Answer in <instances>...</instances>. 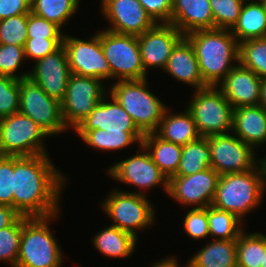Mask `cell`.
I'll list each match as a JSON object with an SVG mask.
<instances>
[{
	"label": "cell",
	"mask_w": 266,
	"mask_h": 267,
	"mask_svg": "<svg viewBox=\"0 0 266 267\" xmlns=\"http://www.w3.org/2000/svg\"><path fill=\"white\" fill-rule=\"evenodd\" d=\"M49 154L14 156L13 208L27 217H49L60 212L62 188L68 178Z\"/></svg>",
	"instance_id": "cell-1"
},
{
	"label": "cell",
	"mask_w": 266,
	"mask_h": 267,
	"mask_svg": "<svg viewBox=\"0 0 266 267\" xmlns=\"http://www.w3.org/2000/svg\"><path fill=\"white\" fill-rule=\"evenodd\" d=\"M184 37L195 51L207 86H217L239 62V43L228 29L196 30Z\"/></svg>",
	"instance_id": "cell-2"
},
{
	"label": "cell",
	"mask_w": 266,
	"mask_h": 267,
	"mask_svg": "<svg viewBox=\"0 0 266 267\" xmlns=\"http://www.w3.org/2000/svg\"><path fill=\"white\" fill-rule=\"evenodd\" d=\"M265 191L258 164L247 172L220 175L212 206L233 213L244 222V217L263 203Z\"/></svg>",
	"instance_id": "cell-3"
},
{
	"label": "cell",
	"mask_w": 266,
	"mask_h": 267,
	"mask_svg": "<svg viewBox=\"0 0 266 267\" xmlns=\"http://www.w3.org/2000/svg\"><path fill=\"white\" fill-rule=\"evenodd\" d=\"M61 213L49 217L23 216L19 255L16 267H63V251L49 223Z\"/></svg>",
	"instance_id": "cell-4"
},
{
	"label": "cell",
	"mask_w": 266,
	"mask_h": 267,
	"mask_svg": "<svg viewBox=\"0 0 266 267\" xmlns=\"http://www.w3.org/2000/svg\"><path fill=\"white\" fill-rule=\"evenodd\" d=\"M108 93L130 115L137 128L145 135L155 133L167 105L150 92L147 78L114 82Z\"/></svg>",
	"instance_id": "cell-5"
},
{
	"label": "cell",
	"mask_w": 266,
	"mask_h": 267,
	"mask_svg": "<svg viewBox=\"0 0 266 267\" xmlns=\"http://www.w3.org/2000/svg\"><path fill=\"white\" fill-rule=\"evenodd\" d=\"M190 100L186 109L201 137L232 132L234 109L217 86L193 90Z\"/></svg>",
	"instance_id": "cell-6"
},
{
	"label": "cell",
	"mask_w": 266,
	"mask_h": 267,
	"mask_svg": "<svg viewBox=\"0 0 266 267\" xmlns=\"http://www.w3.org/2000/svg\"><path fill=\"white\" fill-rule=\"evenodd\" d=\"M106 197L100 205L113 221L111 225L132 234L136 239L138 230L149 229L156 222V212L147 194L113 189Z\"/></svg>",
	"instance_id": "cell-7"
},
{
	"label": "cell",
	"mask_w": 266,
	"mask_h": 267,
	"mask_svg": "<svg viewBox=\"0 0 266 267\" xmlns=\"http://www.w3.org/2000/svg\"><path fill=\"white\" fill-rule=\"evenodd\" d=\"M50 135L30 117L16 112L0 119V155L48 154L45 137Z\"/></svg>",
	"instance_id": "cell-8"
},
{
	"label": "cell",
	"mask_w": 266,
	"mask_h": 267,
	"mask_svg": "<svg viewBox=\"0 0 266 267\" xmlns=\"http://www.w3.org/2000/svg\"><path fill=\"white\" fill-rule=\"evenodd\" d=\"M100 42L111 69V80L117 82L147 78L137 36L105 29L100 31Z\"/></svg>",
	"instance_id": "cell-9"
},
{
	"label": "cell",
	"mask_w": 266,
	"mask_h": 267,
	"mask_svg": "<svg viewBox=\"0 0 266 267\" xmlns=\"http://www.w3.org/2000/svg\"><path fill=\"white\" fill-rule=\"evenodd\" d=\"M19 81V112L30 117L51 137L69 131L63 121L61 102L50 97L29 77Z\"/></svg>",
	"instance_id": "cell-10"
},
{
	"label": "cell",
	"mask_w": 266,
	"mask_h": 267,
	"mask_svg": "<svg viewBox=\"0 0 266 267\" xmlns=\"http://www.w3.org/2000/svg\"><path fill=\"white\" fill-rule=\"evenodd\" d=\"M104 82L94 77L70 74L61 112L68 129H75L108 93Z\"/></svg>",
	"instance_id": "cell-11"
},
{
	"label": "cell",
	"mask_w": 266,
	"mask_h": 267,
	"mask_svg": "<svg viewBox=\"0 0 266 267\" xmlns=\"http://www.w3.org/2000/svg\"><path fill=\"white\" fill-rule=\"evenodd\" d=\"M107 168V175L115 181H120L118 183L139 188L138 191H131V193L145 195L147 189H153L160 185L165 193H168L169 180L153 162L150 153L143 145L135 155L126 157Z\"/></svg>",
	"instance_id": "cell-12"
},
{
	"label": "cell",
	"mask_w": 266,
	"mask_h": 267,
	"mask_svg": "<svg viewBox=\"0 0 266 267\" xmlns=\"http://www.w3.org/2000/svg\"><path fill=\"white\" fill-rule=\"evenodd\" d=\"M208 144L210 167L219 175L247 172L258 165L254 148L232 132L208 136Z\"/></svg>",
	"instance_id": "cell-13"
},
{
	"label": "cell",
	"mask_w": 266,
	"mask_h": 267,
	"mask_svg": "<svg viewBox=\"0 0 266 267\" xmlns=\"http://www.w3.org/2000/svg\"><path fill=\"white\" fill-rule=\"evenodd\" d=\"M63 46L67 52L71 74L102 81L111 79V69L100 42V31L89 36L88 40L65 34Z\"/></svg>",
	"instance_id": "cell-14"
},
{
	"label": "cell",
	"mask_w": 266,
	"mask_h": 267,
	"mask_svg": "<svg viewBox=\"0 0 266 267\" xmlns=\"http://www.w3.org/2000/svg\"><path fill=\"white\" fill-rule=\"evenodd\" d=\"M219 177L211 167L187 176H173L167 195L181 206L205 208L212 205Z\"/></svg>",
	"instance_id": "cell-15"
},
{
	"label": "cell",
	"mask_w": 266,
	"mask_h": 267,
	"mask_svg": "<svg viewBox=\"0 0 266 267\" xmlns=\"http://www.w3.org/2000/svg\"><path fill=\"white\" fill-rule=\"evenodd\" d=\"M100 5L108 31L139 36L157 24L138 0H101Z\"/></svg>",
	"instance_id": "cell-16"
},
{
	"label": "cell",
	"mask_w": 266,
	"mask_h": 267,
	"mask_svg": "<svg viewBox=\"0 0 266 267\" xmlns=\"http://www.w3.org/2000/svg\"><path fill=\"white\" fill-rule=\"evenodd\" d=\"M184 35L169 23H158L137 36L144 70L164 69L172 49Z\"/></svg>",
	"instance_id": "cell-17"
},
{
	"label": "cell",
	"mask_w": 266,
	"mask_h": 267,
	"mask_svg": "<svg viewBox=\"0 0 266 267\" xmlns=\"http://www.w3.org/2000/svg\"><path fill=\"white\" fill-rule=\"evenodd\" d=\"M28 77L36 82L50 97L62 101L65 97L70 68L65 47L34 62Z\"/></svg>",
	"instance_id": "cell-18"
},
{
	"label": "cell",
	"mask_w": 266,
	"mask_h": 267,
	"mask_svg": "<svg viewBox=\"0 0 266 267\" xmlns=\"http://www.w3.org/2000/svg\"><path fill=\"white\" fill-rule=\"evenodd\" d=\"M109 97L111 100H108ZM95 129L105 130L106 133L141 132L130 115L109 93L103 97L74 131H92Z\"/></svg>",
	"instance_id": "cell-19"
},
{
	"label": "cell",
	"mask_w": 266,
	"mask_h": 267,
	"mask_svg": "<svg viewBox=\"0 0 266 267\" xmlns=\"http://www.w3.org/2000/svg\"><path fill=\"white\" fill-rule=\"evenodd\" d=\"M261 78L239 63L217 85L233 109L257 106L260 102Z\"/></svg>",
	"instance_id": "cell-20"
},
{
	"label": "cell",
	"mask_w": 266,
	"mask_h": 267,
	"mask_svg": "<svg viewBox=\"0 0 266 267\" xmlns=\"http://www.w3.org/2000/svg\"><path fill=\"white\" fill-rule=\"evenodd\" d=\"M163 72L194 90L207 87L202 79L195 51L185 37L172 49Z\"/></svg>",
	"instance_id": "cell-21"
},
{
	"label": "cell",
	"mask_w": 266,
	"mask_h": 267,
	"mask_svg": "<svg viewBox=\"0 0 266 267\" xmlns=\"http://www.w3.org/2000/svg\"><path fill=\"white\" fill-rule=\"evenodd\" d=\"M184 36L196 30L213 29L209 0H172L171 22Z\"/></svg>",
	"instance_id": "cell-22"
},
{
	"label": "cell",
	"mask_w": 266,
	"mask_h": 267,
	"mask_svg": "<svg viewBox=\"0 0 266 267\" xmlns=\"http://www.w3.org/2000/svg\"><path fill=\"white\" fill-rule=\"evenodd\" d=\"M232 133L254 149L266 143V109L260 105L234 109Z\"/></svg>",
	"instance_id": "cell-23"
},
{
	"label": "cell",
	"mask_w": 266,
	"mask_h": 267,
	"mask_svg": "<svg viewBox=\"0 0 266 267\" xmlns=\"http://www.w3.org/2000/svg\"><path fill=\"white\" fill-rule=\"evenodd\" d=\"M169 107L165 110L160 125L155 132L165 141L181 146L201 137L196 128L191 113L185 108L184 112L170 113Z\"/></svg>",
	"instance_id": "cell-24"
},
{
	"label": "cell",
	"mask_w": 266,
	"mask_h": 267,
	"mask_svg": "<svg viewBox=\"0 0 266 267\" xmlns=\"http://www.w3.org/2000/svg\"><path fill=\"white\" fill-rule=\"evenodd\" d=\"M93 245L103 257L128 258L134 254L138 239L118 227L109 225L93 236Z\"/></svg>",
	"instance_id": "cell-25"
},
{
	"label": "cell",
	"mask_w": 266,
	"mask_h": 267,
	"mask_svg": "<svg viewBox=\"0 0 266 267\" xmlns=\"http://www.w3.org/2000/svg\"><path fill=\"white\" fill-rule=\"evenodd\" d=\"M206 242L185 267H237L236 240L213 239Z\"/></svg>",
	"instance_id": "cell-26"
},
{
	"label": "cell",
	"mask_w": 266,
	"mask_h": 267,
	"mask_svg": "<svg viewBox=\"0 0 266 267\" xmlns=\"http://www.w3.org/2000/svg\"><path fill=\"white\" fill-rule=\"evenodd\" d=\"M237 42L266 37V10L260 1L244 2L230 30Z\"/></svg>",
	"instance_id": "cell-27"
},
{
	"label": "cell",
	"mask_w": 266,
	"mask_h": 267,
	"mask_svg": "<svg viewBox=\"0 0 266 267\" xmlns=\"http://www.w3.org/2000/svg\"><path fill=\"white\" fill-rule=\"evenodd\" d=\"M142 145L168 180L175 175L180 164L181 145L165 141L156 133L145 134Z\"/></svg>",
	"instance_id": "cell-28"
},
{
	"label": "cell",
	"mask_w": 266,
	"mask_h": 267,
	"mask_svg": "<svg viewBox=\"0 0 266 267\" xmlns=\"http://www.w3.org/2000/svg\"><path fill=\"white\" fill-rule=\"evenodd\" d=\"M86 145L103 152L119 151L132 144L142 145V132L106 133L105 130L75 131Z\"/></svg>",
	"instance_id": "cell-29"
},
{
	"label": "cell",
	"mask_w": 266,
	"mask_h": 267,
	"mask_svg": "<svg viewBox=\"0 0 266 267\" xmlns=\"http://www.w3.org/2000/svg\"><path fill=\"white\" fill-rule=\"evenodd\" d=\"M237 267H262L266 251V234L245 232L236 240Z\"/></svg>",
	"instance_id": "cell-30"
},
{
	"label": "cell",
	"mask_w": 266,
	"mask_h": 267,
	"mask_svg": "<svg viewBox=\"0 0 266 267\" xmlns=\"http://www.w3.org/2000/svg\"><path fill=\"white\" fill-rule=\"evenodd\" d=\"M210 161L208 137H199L182 146L180 164L174 176H187L210 168Z\"/></svg>",
	"instance_id": "cell-31"
},
{
	"label": "cell",
	"mask_w": 266,
	"mask_h": 267,
	"mask_svg": "<svg viewBox=\"0 0 266 267\" xmlns=\"http://www.w3.org/2000/svg\"><path fill=\"white\" fill-rule=\"evenodd\" d=\"M80 2V0H31V12L63 29L69 18L76 15Z\"/></svg>",
	"instance_id": "cell-32"
},
{
	"label": "cell",
	"mask_w": 266,
	"mask_h": 267,
	"mask_svg": "<svg viewBox=\"0 0 266 267\" xmlns=\"http://www.w3.org/2000/svg\"><path fill=\"white\" fill-rule=\"evenodd\" d=\"M207 219L210 236L220 240H237L244 231L243 221L235 214L207 206Z\"/></svg>",
	"instance_id": "cell-33"
},
{
	"label": "cell",
	"mask_w": 266,
	"mask_h": 267,
	"mask_svg": "<svg viewBox=\"0 0 266 267\" xmlns=\"http://www.w3.org/2000/svg\"><path fill=\"white\" fill-rule=\"evenodd\" d=\"M239 64L266 78V37L239 43Z\"/></svg>",
	"instance_id": "cell-34"
},
{
	"label": "cell",
	"mask_w": 266,
	"mask_h": 267,
	"mask_svg": "<svg viewBox=\"0 0 266 267\" xmlns=\"http://www.w3.org/2000/svg\"><path fill=\"white\" fill-rule=\"evenodd\" d=\"M23 227V215H21L12 225L0 229V261L16 267L21 233Z\"/></svg>",
	"instance_id": "cell-35"
},
{
	"label": "cell",
	"mask_w": 266,
	"mask_h": 267,
	"mask_svg": "<svg viewBox=\"0 0 266 267\" xmlns=\"http://www.w3.org/2000/svg\"><path fill=\"white\" fill-rule=\"evenodd\" d=\"M213 15V29L231 30L237 23L242 0H209Z\"/></svg>",
	"instance_id": "cell-36"
},
{
	"label": "cell",
	"mask_w": 266,
	"mask_h": 267,
	"mask_svg": "<svg viewBox=\"0 0 266 267\" xmlns=\"http://www.w3.org/2000/svg\"><path fill=\"white\" fill-rule=\"evenodd\" d=\"M28 14L0 20V44L24 46L28 34Z\"/></svg>",
	"instance_id": "cell-37"
},
{
	"label": "cell",
	"mask_w": 266,
	"mask_h": 267,
	"mask_svg": "<svg viewBox=\"0 0 266 267\" xmlns=\"http://www.w3.org/2000/svg\"><path fill=\"white\" fill-rule=\"evenodd\" d=\"M24 46L0 44V75L10 76L15 79L28 77L29 72H23L20 75L19 70L25 61Z\"/></svg>",
	"instance_id": "cell-38"
},
{
	"label": "cell",
	"mask_w": 266,
	"mask_h": 267,
	"mask_svg": "<svg viewBox=\"0 0 266 267\" xmlns=\"http://www.w3.org/2000/svg\"><path fill=\"white\" fill-rule=\"evenodd\" d=\"M20 81L0 75V119L19 112Z\"/></svg>",
	"instance_id": "cell-39"
},
{
	"label": "cell",
	"mask_w": 266,
	"mask_h": 267,
	"mask_svg": "<svg viewBox=\"0 0 266 267\" xmlns=\"http://www.w3.org/2000/svg\"><path fill=\"white\" fill-rule=\"evenodd\" d=\"M185 233L193 240H201L210 237L207 207L191 208L186 213L183 220Z\"/></svg>",
	"instance_id": "cell-40"
},
{
	"label": "cell",
	"mask_w": 266,
	"mask_h": 267,
	"mask_svg": "<svg viewBox=\"0 0 266 267\" xmlns=\"http://www.w3.org/2000/svg\"><path fill=\"white\" fill-rule=\"evenodd\" d=\"M27 29V39H64L65 35L58 25L32 12L28 13Z\"/></svg>",
	"instance_id": "cell-41"
},
{
	"label": "cell",
	"mask_w": 266,
	"mask_h": 267,
	"mask_svg": "<svg viewBox=\"0 0 266 267\" xmlns=\"http://www.w3.org/2000/svg\"><path fill=\"white\" fill-rule=\"evenodd\" d=\"M14 156L0 155V204L13 207Z\"/></svg>",
	"instance_id": "cell-42"
},
{
	"label": "cell",
	"mask_w": 266,
	"mask_h": 267,
	"mask_svg": "<svg viewBox=\"0 0 266 267\" xmlns=\"http://www.w3.org/2000/svg\"><path fill=\"white\" fill-rule=\"evenodd\" d=\"M62 45L63 39H27L24 45L26 60H40L54 53Z\"/></svg>",
	"instance_id": "cell-43"
},
{
	"label": "cell",
	"mask_w": 266,
	"mask_h": 267,
	"mask_svg": "<svg viewBox=\"0 0 266 267\" xmlns=\"http://www.w3.org/2000/svg\"><path fill=\"white\" fill-rule=\"evenodd\" d=\"M150 17L158 23H170L172 0H138Z\"/></svg>",
	"instance_id": "cell-44"
},
{
	"label": "cell",
	"mask_w": 266,
	"mask_h": 267,
	"mask_svg": "<svg viewBox=\"0 0 266 267\" xmlns=\"http://www.w3.org/2000/svg\"><path fill=\"white\" fill-rule=\"evenodd\" d=\"M31 12V0H0V20Z\"/></svg>",
	"instance_id": "cell-45"
},
{
	"label": "cell",
	"mask_w": 266,
	"mask_h": 267,
	"mask_svg": "<svg viewBox=\"0 0 266 267\" xmlns=\"http://www.w3.org/2000/svg\"><path fill=\"white\" fill-rule=\"evenodd\" d=\"M20 216L13 207L0 204V229L12 225Z\"/></svg>",
	"instance_id": "cell-46"
},
{
	"label": "cell",
	"mask_w": 266,
	"mask_h": 267,
	"mask_svg": "<svg viewBox=\"0 0 266 267\" xmlns=\"http://www.w3.org/2000/svg\"><path fill=\"white\" fill-rule=\"evenodd\" d=\"M177 260L179 259L174 256H169L167 258L152 263L150 267H180V264Z\"/></svg>",
	"instance_id": "cell-47"
},
{
	"label": "cell",
	"mask_w": 266,
	"mask_h": 267,
	"mask_svg": "<svg viewBox=\"0 0 266 267\" xmlns=\"http://www.w3.org/2000/svg\"><path fill=\"white\" fill-rule=\"evenodd\" d=\"M259 105L266 109V78L261 80V92Z\"/></svg>",
	"instance_id": "cell-48"
},
{
	"label": "cell",
	"mask_w": 266,
	"mask_h": 267,
	"mask_svg": "<svg viewBox=\"0 0 266 267\" xmlns=\"http://www.w3.org/2000/svg\"><path fill=\"white\" fill-rule=\"evenodd\" d=\"M258 164L260 166L262 175H263V179H264V183L266 186V156H264V158L262 157V159L258 158Z\"/></svg>",
	"instance_id": "cell-49"
},
{
	"label": "cell",
	"mask_w": 266,
	"mask_h": 267,
	"mask_svg": "<svg viewBox=\"0 0 266 267\" xmlns=\"http://www.w3.org/2000/svg\"><path fill=\"white\" fill-rule=\"evenodd\" d=\"M260 2L262 3L263 7H264L265 10H266V0H261Z\"/></svg>",
	"instance_id": "cell-50"
},
{
	"label": "cell",
	"mask_w": 266,
	"mask_h": 267,
	"mask_svg": "<svg viewBox=\"0 0 266 267\" xmlns=\"http://www.w3.org/2000/svg\"><path fill=\"white\" fill-rule=\"evenodd\" d=\"M243 2L261 1V0H242Z\"/></svg>",
	"instance_id": "cell-51"
},
{
	"label": "cell",
	"mask_w": 266,
	"mask_h": 267,
	"mask_svg": "<svg viewBox=\"0 0 266 267\" xmlns=\"http://www.w3.org/2000/svg\"><path fill=\"white\" fill-rule=\"evenodd\" d=\"M262 267H266V251H265L264 265H262Z\"/></svg>",
	"instance_id": "cell-52"
}]
</instances>
